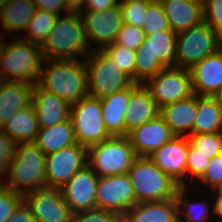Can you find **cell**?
<instances>
[{"instance_id":"6da1fadb","label":"cell","mask_w":222,"mask_h":222,"mask_svg":"<svg viewBox=\"0 0 222 222\" xmlns=\"http://www.w3.org/2000/svg\"><path fill=\"white\" fill-rule=\"evenodd\" d=\"M37 83L43 89L63 99L70 106L89 95L84 59H44Z\"/></svg>"},{"instance_id":"7a4b0ae2","label":"cell","mask_w":222,"mask_h":222,"mask_svg":"<svg viewBox=\"0 0 222 222\" xmlns=\"http://www.w3.org/2000/svg\"><path fill=\"white\" fill-rule=\"evenodd\" d=\"M14 38L7 45L0 33V80L34 85L39 80L44 61L41 45Z\"/></svg>"},{"instance_id":"3957f363","label":"cell","mask_w":222,"mask_h":222,"mask_svg":"<svg viewBox=\"0 0 222 222\" xmlns=\"http://www.w3.org/2000/svg\"><path fill=\"white\" fill-rule=\"evenodd\" d=\"M41 50L44 59L80 60L86 57L92 49L84 33L80 13L59 15Z\"/></svg>"},{"instance_id":"277c9868","label":"cell","mask_w":222,"mask_h":222,"mask_svg":"<svg viewBox=\"0 0 222 222\" xmlns=\"http://www.w3.org/2000/svg\"><path fill=\"white\" fill-rule=\"evenodd\" d=\"M6 188L22 194L46 186V155L35 142L17 143L13 160L10 162L6 177Z\"/></svg>"},{"instance_id":"5b68a950","label":"cell","mask_w":222,"mask_h":222,"mask_svg":"<svg viewBox=\"0 0 222 222\" xmlns=\"http://www.w3.org/2000/svg\"><path fill=\"white\" fill-rule=\"evenodd\" d=\"M127 174L134 187L136 203L173 199L180 187L146 156H137Z\"/></svg>"},{"instance_id":"8992f818","label":"cell","mask_w":222,"mask_h":222,"mask_svg":"<svg viewBox=\"0 0 222 222\" xmlns=\"http://www.w3.org/2000/svg\"><path fill=\"white\" fill-rule=\"evenodd\" d=\"M176 35L171 29L146 35L136 50L137 83H144L163 68L176 66Z\"/></svg>"},{"instance_id":"52a82bcc","label":"cell","mask_w":222,"mask_h":222,"mask_svg":"<svg viewBox=\"0 0 222 222\" xmlns=\"http://www.w3.org/2000/svg\"><path fill=\"white\" fill-rule=\"evenodd\" d=\"M88 92L90 96L104 98L128 88L134 81L126 75L103 50L93 48L85 57Z\"/></svg>"},{"instance_id":"ba28073f","label":"cell","mask_w":222,"mask_h":222,"mask_svg":"<svg viewBox=\"0 0 222 222\" xmlns=\"http://www.w3.org/2000/svg\"><path fill=\"white\" fill-rule=\"evenodd\" d=\"M88 164L99 176L128 173L137 155L129 137L111 136L87 148Z\"/></svg>"},{"instance_id":"9c48e42d","label":"cell","mask_w":222,"mask_h":222,"mask_svg":"<svg viewBox=\"0 0 222 222\" xmlns=\"http://www.w3.org/2000/svg\"><path fill=\"white\" fill-rule=\"evenodd\" d=\"M221 47V37L203 21L176 35V67L190 69Z\"/></svg>"},{"instance_id":"30bf717a","label":"cell","mask_w":222,"mask_h":222,"mask_svg":"<svg viewBox=\"0 0 222 222\" xmlns=\"http://www.w3.org/2000/svg\"><path fill=\"white\" fill-rule=\"evenodd\" d=\"M70 118L75 140L80 145L88 148L111 137L104 125L101 98L83 97L70 106Z\"/></svg>"},{"instance_id":"8fae6325","label":"cell","mask_w":222,"mask_h":222,"mask_svg":"<svg viewBox=\"0 0 222 222\" xmlns=\"http://www.w3.org/2000/svg\"><path fill=\"white\" fill-rule=\"evenodd\" d=\"M143 84L159 109L194 94L189 69L176 66L163 68Z\"/></svg>"},{"instance_id":"7c38bea8","label":"cell","mask_w":222,"mask_h":222,"mask_svg":"<svg viewBox=\"0 0 222 222\" xmlns=\"http://www.w3.org/2000/svg\"><path fill=\"white\" fill-rule=\"evenodd\" d=\"M136 204L135 191L127 173L99 177L96 188V208L122 217Z\"/></svg>"},{"instance_id":"4fadbf2b","label":"cell","mask_w":222,"mask_h":222,"mask_svg":"<svg viewBox=\"0 0 222 222\" xmlns=\"http://www.w3.org/2000/svg\"><path fill=\"white\" fill-rule=\"evenodd\" d=\"M87 164V147L78 143L46 155V187L62 188Z\"/></svg>"},{"instance_id":"5bb4252c","label":"cell","mask_w":222,"mask_h":222,"mask_svg":"<svg viewBox=\"0 0 222 222\" xmlns=\"http://www.w3.org/2000/svg\"><path fill=\"white\" fill-rule=\"evenodd\" d=\"M84 33L90 48L92 43L98 44V49L114 43L122 26L120 2L105 11H79Z\"/></svg>"},{"instance_id":"9a60e30c","label":"cell","mask_w":222,"mask_h":222,"mask_svg":"<svg viewBox=\"0 0 222 222\" xmlns=\"http://www.w3.org/2000/svg\"><path fill=\"white\" fill-rule=\"evenodd\" d=\"M36 222H71L61 188L43 187L24 195Z\"/></svg>"},{"instance_id":"2e32d148","label":"cell","mask_w":222,"mask_h":222,"mask_svg":"<svg viewBox=\"0 0 222 222\" xmlns=\"http://www.w3.org/2000/svg\"><path fill=\"white\" fill-rule=\"evenodd\" d=\"M98 178L92 167L87 164L61 188L64 201L73 214L96 208Z\"/></svg>"},{"instance_id":"e0dca14e","label":"cell","mask_w":222,"mask_h":222,"mask_svg":"<svg viewBox=\"0 0 222 222\" xmlns=\"http://www.w3.org/2000/svg\"><path fill=\"white\" fill-rule=\"evenodd\" d=\"M189 139L186 136H175L154 151L149 158L166 175L180 186H186V164Z\"/></svg>"},{"instance_id":"ac0fdd59","label":"cell","mask_w":222,"mask_h":222,"mask_svg":"<svg viewBox=\"0 0 222 222\" xmlns=\"http://www.w3.org/2000/svg\"><path fill=\"white\" fill-rule=\"evenodd\" d=\"M137 156L149 157L175 135L164 119L158 115L155 119L134 128L127 135Z\"/></svg>"},{"instance_id":"d6986e66","label":"cell","mask_w":222,"mask_h":222,"mask_svg":"<svg viewBox=\"0 0 222 222\" xmlns=\"http://www.w3.org/2000/svg\"><path fill=\"white\" fill-rule=\"evenodd\" d=\"M189 71L193 92L199 96H214L222 86V47L194 64Z\"/></svg>"},{"instance_id":"ffe728a7","label":"cell","mask_w":222,"mask_h":222,"mask_svg":"<svg viewBox=\"0 0 222 222\" xmlns=\"http://www.w3.org/2000/svg\"><path fill=\"white\" fill-rule=\"evenodd\" d=\"M31 103L39 129L54 126L70 118V105L38 83L34 84Z\"/></svg>"},{"instance_id":"44dd1931","label":"cell","mask_w":222,"mask_h":222,"mask_svg":"<svg viewBox=\"0 0 222 222\" xmlns=\"http://www.w3.org/2000/svg\"><path fill=\"white\" fill-rule=\"evenodd\" d=\"M160 113L150 91L143 83L133 82L125 115V136L134 128L155 119Z\"/></svg>"},{"instance_id":"7402d4cb","label":"cell","mask_w":222,"mask_h":222,"mask_svg":"<svg viewBox=\"0 0 222 222\" xmlns=\"http://www.w3.org/2000/svg\"><path fill=\"white\" fill-rule=\"evenodd\" d=\"M198 113V95L178 100L163 106L159 115L164 119L175 136H184L185 131L191 135ZM184 133V134H183Z\"/></svg>"},{"instance_id":"603a6c76","label":"cell","mask_w":222,"mask_h":222,"mask_svg":"<svg viewBox=\"0 0 222 222\" xmlns=\"http://www.w3.org/2000/svg\"><path fill=\"white\" fill-rule=\"evenodd\" d=\"M169 28L175 33L186 31L203 22V2L165 0L162 3Z\"/></svg>"},{"instance_id":"cb8c5ba5","label":"cell","mask_w":222,"mask_h":222,"mask_svg":"<svg viewBox=\"0 0 222 222\" xmlns=\"http://www.w3.org/2000/svg\"><path fill=\"white\" fill-rule=\"evenodd\" d=\"M121 222H178L176 198L136 203L121 217Z\"/></svg>"},{"instance_id":"d4e9b609","label":"cell","mask_w":222,"mask_h":222,"mask_svg":"<svg viewBox=\"0 0 222 222\" xmlns=\"http://www.w3.org/2000/svg\"><path fill=\"white\" fill-rule=\"evenodd\" d=\"M34 85L20 81L1 80L0 128L18 110L31 104Z\"/></svg>"},{"instance_id":"484cf974","label":"cell","mask_w":222,"mask_h":222,"mask_svg":"<svg viewBox=\"0 0 222 222\" xmlns=\"http://www.w3.org/2000/svg\"><path fill=\"white\" fill-rule=\"evenodd\" d=\"M130 93L131 85L101 98L104 125L111 136H125V115Z\"/></svg>"},{"instance_id":"4316f807","label":"cell","mask_w":222,"mask_h":222,"mask_svg":"<svg viewBox=\"0 0 222 222\" xmlns=\"http://www.w3.org/2000/svg\"><path fill=\"white\" fill-rule=\"evenodd\" d=\"M0 129L16 143L35 142L39 127L32 103L13 114Z\"/></svg>"},{"instance_id":"83f0119b","label":"cell","mask_w":222,"mask_h":222,"mask_svg":"<svg viewBox=\"0 0 222 222\" xmlns=\"http://www.w3.org/2000/svg\"><path fill=\"white\" fill-rule=\"evenodd\" d=\"M35 143L45 155L76 144L71 118L39 129Z\"/></svg>"},{"instance_id":"f1b7e54d","label":"cell","mask_w":222,"mask_h":222,"mask_svg":"<svg viewBox=\"0 0 222 222\" xmlns=\"http://www.w3.org/2000/svg\"><path fill=\"white\" fill-rule=\"evenodd\" d=\"M35 9L34 0H9L0 10L4 35L8 32L25 31Z\"/></svg>"},{"instance_id":"f546056e","label":"cell","mask_w":222,"mask_h":222,"mask_svg":"<svg viewBox=\"0 0 222 222\" xmlns=\"http://www.w3.org/2000/svg\"><path fill=\"white\" fill-rule=\"evenodd\" d=\"M222 132V107L213 96L198 95V113L191 135Z\"/></svg>"},{"instance_id":"4dcf8cb0","label":"cell","mask_w":222,"mask_h":222,"mask_svg":"<svg viewBox=\"0 0 222 222\" xmlns=\"http://www.w3.org/2000/svg\"><path fill=\"white\" fill-rule=\"evenodd\" d=\"M188 186H180L176 192V201L178 205V222H206L210 218V212L213 213V208L209 209L210 204L207 201L200 202L189 201L187 194ZM187 193V194H186Z\"/></svg>"},{"instance_id":"1f68e13d","label":"cell","mask_w":222,"mask_h":222,"mask_svg":"<svg viewBox=\"0 0 222 222\" xmlns=\"http://www.w3.org/2000/svg\"><path fill=\"white\" fill-rule=\"evenodd\" d=\"M57 17L58 15L36 8L25 30L26 35L19 37L31 43L42 45L53 29Z\"/></svg>"},{"instance_id":"d6a6232c","label":"cell","mask_w":222,"mask_h":222,"mask_svg":"<svg viewBox=\"0 0 222 222\" xmlns=\"http://www.w3.org/2000/svg\"><path fill=\"white\" fill-rule=\"evenodd\" d=\"M110 58L119 66L121 71L136 82V51L117 43L103 48Z\"/></svg>"},{"instance_id":"836d02e7","label":"cell","mask_w":222,"mask_h":222,"mask_svg":"<svg viewBox=\"0 0 222 222\" xmlns=\"http://www.w3.org/2000/svg\"><path fill=\"white\" fill-rule=\"evenodd\" d=\"M190 144L209 158L222 154V132L187 136Z\"/></svg>"},{"instance_id":"e575fe53","label":"cell","mask_w":222,"mask_h":222,"mask_svg":"<svg viewBox=\"0 0 222 222\" xmlns=\"http://www.w3.org/2000/svg\"><path fill=\"white\" fill-rule=\"evenodd\" d=\"M150 4L149 0L120 2L122 22L142 29L146 11Z\"/></svg>"},{"instance_id":"d590c367","label":"cell","mask_w":222,"mask_h":222,"mask_svg":"<svg viewBox=\"0 0 222 222\" xmlns=\"http://www.w3.org/2000/svg\"><path fill=\"white\" fill-rule=\"evenodd\" d=\"M142 30L145 35L170 30L162 4L151 3L148 6Z\"/></svg>"},{"instance_id":"8d00e7d4","label":"cell","mask_w":222,"mask_h":222,"mask_svg":"<svg viewBox=\"0 0 222 222\" xmlns=\"http://www.w3.org/2000/svg\"><path fill=\"white\" fill-rule=\"evenodd\" d=\"M210 164V158L197 151L189 142V149L187 152V164H186V186H189L187 183V177L193 176L196 179L200 180L205 172L207 171L208 165Z\"/></svg>"},{"instance_id":"74e56055","label":"cell","mask_w":222,"mask_h":222,"mask_svg":"<svg viewBox=\"0 0 222 222\" xmlns=\"http://www.w3.org/2000/svg\"><path fill=\"white\" fill-rule=\"evenodd\" d=\"M145 37L146 35L141 28L131 24L122 23L115 43L136 51L144 42Z\"/></svg>"},{"instance_id":"f35d334b","label":"cell","mask_w":222,"mask_h":222,"mask_svg":"<svg viewBox=\"0 0 222 222\" xmlns=\"http://www.w3.org/2000/svg\"><path fill=\"white\" fill-rule=\"evenodd\" d=\"M203 21L222 37V0L203 1Z\"/></svg>"},{"instance_id":"ab89813d","label":"cell","mask_w":222,"mask_h":222,"mask_svg":"<svg viewBox=\"0 0 222 222\" xmlns=\"http://www.w3.org/2000/svg\"><path fill=\"white\" fill-rule=\"evenodd\" d=\"M24 196L0 184V222H6Z\"/></svg>"},{"instance_id":"60d3db41","label":"cell","mask_w":222,"mask_h":222,"mask_svg":"<svg viewBox=\"0 0 222 222\" xmlns=\"http://www.w3.org/2000/svg\"><path fill=\"white\" fill-rule=\"evenodd\" d=\"M71 222H121V217L114 212L94 208L72 214Z\"/></svg>"},{"instance_id":"b9f144b4","label":"cell","mask_w":222,"mask_h":222,"mask_svg":"<svg viewBox=\"0 0 222 222\" xmlns=\"http://www.w3.org/2000/svg\"><path fill=\"white\" fill-rule=\"evenodd\" d=\"M17 143L0 129V175L6 177L10 162L13 160ZM3 181L0 179V184Z\"/></svg>"},{"instance_id":"7bdbcfd3","label":"cell","mask_w":222,"mask_h":222,"mask_svg":"<svg viewBox=\"0 0 222 222\" xmlns=\"http://www.w3.org/2000/svg\"><path fill=\"white\" fill-rule=\"evenodd\" d=\"M205 187L217 189L222 183V154L210 158V164L203 177L199 180ZM208 184V185H207Z\"/></svg>"},{"instance_id":"ee69618b","label":"cell","mask_w":222,"mask_h":222,"mask_svg":"<svg viewBox=\"0 0 222 222\" xmlns=\"http://www.w3.org/2000/svg\"><path fill=\"white\" fill-rule=\"evenodd\" d=\"M35 8L51 12L55 15H60L62 11L66 14L72 12L65 0H34Z\"/></svg>"},{"instance_id":"f6af8a7d","label":"cell","mask_w":222,"mask_h":222,"mask_svg":"<svg viewBox=\"0 0 222 222\" xmlns=\"http://www.w3.org/2000/svg\"><path fill=\"white\" fill-rule=\"evenodd\" d=\"M6 222H36L29 205L23 200Z\"/></svg>"},{"instance_id":"bcb514c9","label":"cell","mask_w":222,"mask_h":222,"mask_svg":"<svg viewBox=\"0 0 222 222\" xmlns=\"http://www.w3.org/2000/svg\"><path fill=\"white\" fill-rule=\"evenodd\" d=\"M119 3V0H85L80 11H105Z\"/></svg>"},{"instance_id":"7dc6e473","label":"cell","mask_w":222,"mask_h":222,"mask_svg":"<svg viewBox=\"0 0 222 222\" xmlns=\"http://www.w3.org/2000/svg\"><path fill=\"white\" fill-rule=\"evenodd\" d=\"M212 191L216 192V197L211 208H213L214 214H216L218 218H221L222 221V190L214 189Z\"/></svg>"},{"instance_id":"c3c4849f","label":"cell","mask_w":222,"mask_h":222,"mask_svg":"<svg viewBox=\"0 0 222 222\" xmlns=\"http://www.w3.org/2000/svg\"><path fill=\"white\" fill-rule=\"evenodd\" d=\"M68 8L72 11V12H79L85 3V0H65Z\"/></svg>"},{"instance_id":"681fc988","label":"cell","mask_w":222,"mask_h":222,"mask_svg":"<svg viewBox=\"0 0 222 222\" xmlns=\"http://www.w3.org/2000/svg\"><path fill=\"white\" fill-rule=\"evenodd\" d=\"M213 97L216 99V101L222 107V86Z\"/></svg>"},{"instance_id":"f907efd6","label":"cell","mask_w":222,"mask_h":222,"mask_svg":"<svg viewBox=\"0 0 222 222\" xmlns=\"http://www.w3.org/2000/svg\"><path fill=\"white\" fill-rule=\"evenodd\" d=\"M9 0H0V10L6 5Z\"/></svg>"},{"instance_id":"816d5d0a","label":"cell","mask_w":222,"mask_h":222,"mask_svg":"<svg viewBox=\"0 0 222 222\" xmlns=\"http://www.w3.org/2000/svg\"><path fill=\"white\" fill-rule=\"evenodd\" d=\"M163 1L165 0H149L150 3H157V4H161Z\"/></svg>"},{"instance_id":"f5cc1de1","label":"cell","mask_w":222,"mask_h":222,"mask_svg":"<svg viewBox=\"0 0 222 222\" xmlns=\"http://www.w3.org/2000/svg\"><path fill=\"white\" fill-rule=\"evenodd\" d=\"M141 1V0H119V2Z\"/></svg>"},{"instance_id":"db71d44e","label":"cell","mask_w":222,"mask_h":222,"mask_svg":"<svg viewBox=\"0 0 222 222\" xmlns=\"http://www.w3.org/2000/svg\"><path fill=\"white\" fill-rule=\"evenodd\" d=\"M181 1L190 2V1H201V0H181Z\"/></svg>"},{"instance_id":"11a10c76","label":"cell","mask_w":222,"mask_h":222,"mask_svg":"<svg viewBox=\"0 0 222 222\" xmlns=\"http://www.w3.org/2000/svg\"><path fill=\"white\" fill-rule=\"evenodd\" d=\"M217 189H220V190H222V183H221V185L217 188Z\"/></svg>"}]
</instances>
